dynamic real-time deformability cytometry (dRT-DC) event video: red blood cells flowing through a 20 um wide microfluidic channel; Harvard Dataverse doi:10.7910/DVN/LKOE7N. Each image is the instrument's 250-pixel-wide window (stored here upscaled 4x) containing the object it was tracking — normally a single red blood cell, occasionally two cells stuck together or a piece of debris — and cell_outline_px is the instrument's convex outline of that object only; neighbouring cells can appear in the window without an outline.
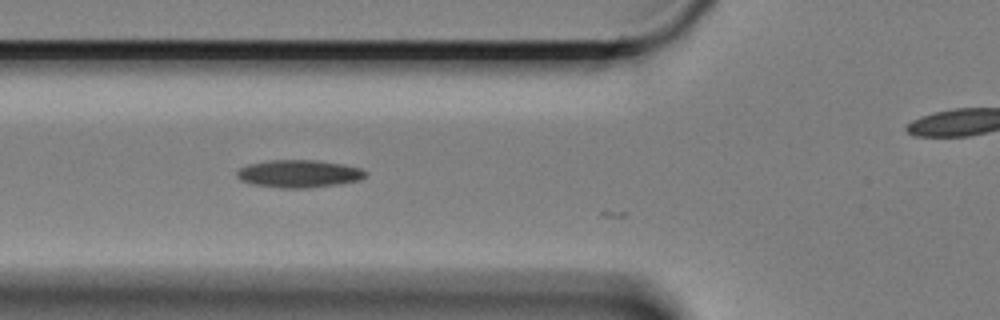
{"species": "Egyptian fruit bat (a non-hibernating species)", "species_latin": "Rousettus aegyptiacus", "temperature_condition": "cold", "stored_images_in_passage": 16, "camera_frame_rate_fps": 3000, "um_per_image_px": 0.085, "animal": {"sex": "female"}, "frame": {"image": 1, "passage_image": 6, "time_ms": 1.667, "image_size_px": [1000, 320], "cell_outline_px": [[368, 172], [360, 180], [336, 184], [304, 188], [280, 188], [252, 184], [240, 180], [236, 176], [236, 172], [240, 168], [248, 164], [268, 160], [316, 160], [344, 164], [360, 168]], "centroid_in_image_um": [25.38, 14.76], "position_along_channel_um": 100.4, "area_um2": 20.69}}
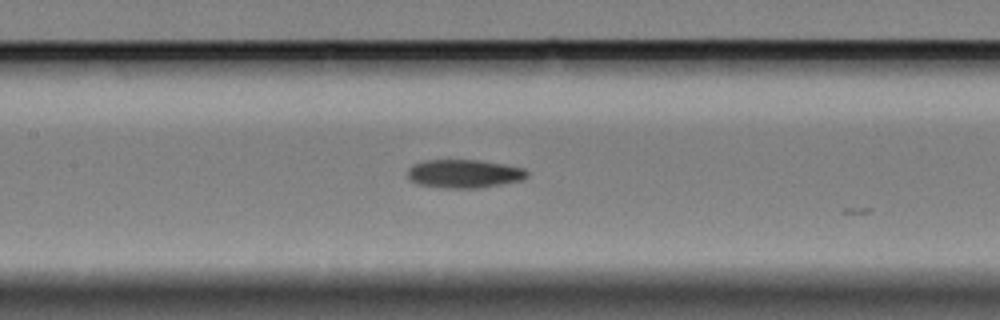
{"frame": {"image": 2, "passage_image": 12, "time_ms": 3.667, "image_size_px": [1000, 320], "cell_outline_px": [[528, 176], [524, 180], [480, 188], [440, 188], [416, 184], [408, 176], [408, 168], [412, 164], [428, 160], [480, 160], [504, 164], [524, 168], [528, 172]], "centroid_in_image_um": [39.47, 14.77], "position_along_channel_um": 167.9, "area_um2": 20.0}}
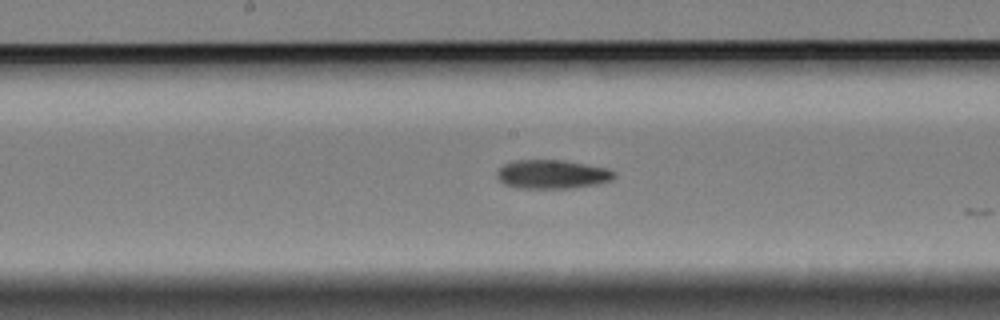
{"frame": {"image": 3, "passage_image": 15, "time_ms": 4.667, "image_size_px": [1000, 320], "cell_outline_px": [[616, 176], [612, 180], [600, 184], [572, 188], [516, 188], [504, 184], [496, 176], [496, 172], [504, 164], [516, 160], [564, 160], [608, 168], [616, 172]], "centroid_in_image_um": [46.97, 14.82], "position_along_channel_um": 201.2, "area_um2": 19.94}}